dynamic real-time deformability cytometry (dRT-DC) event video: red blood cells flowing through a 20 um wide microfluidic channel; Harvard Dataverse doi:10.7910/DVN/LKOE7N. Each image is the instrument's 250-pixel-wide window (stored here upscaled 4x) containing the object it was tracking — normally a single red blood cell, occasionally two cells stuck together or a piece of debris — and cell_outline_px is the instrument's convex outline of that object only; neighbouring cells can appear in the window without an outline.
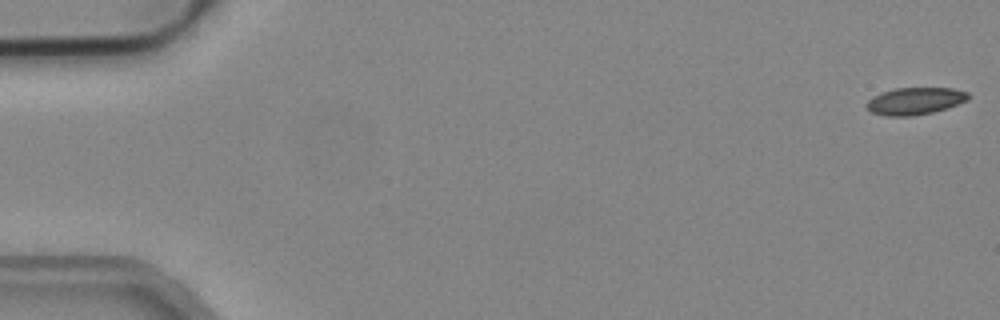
{"species": "common noctule bat (a hibernating species)", "species_latin": "Nyctalus noctula", "temperature_condition": "cold", "stored_images_in_passage": 53, "camera_frame_rate_fps": 3000, "um_per_image_px": 0.085, "animal": {"sex": "male", "body_mass_g": 19.2, "forearm_length_mm": 51.8}, "frame": {"image": 1, "passage_image": 1, "time_ms": 0.0, "image_size_px": [1000, 320], "cell_outline_px": [[968, 100], [932, 112], [912, 116], [884, 116], [872, 112], [868, 108], [868, 100], [872, 96], [880, 92], [896, 88], [952, 88], [968, 92]], "centroid_in_image_um": [77.75, 8.58], "position_along_channel_um": 7.3, "area_um2": 15.9}}
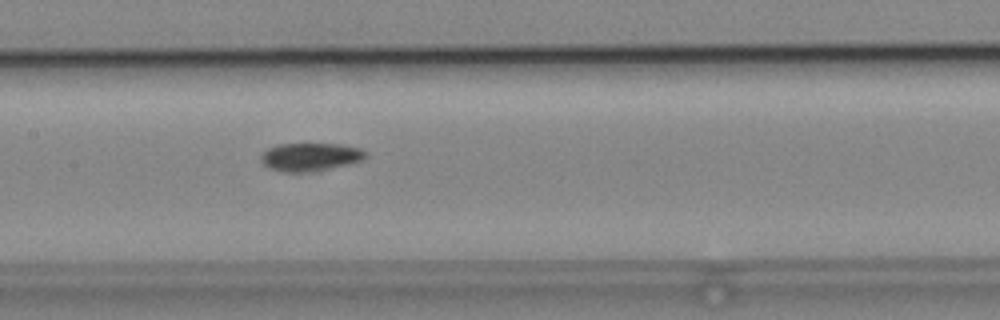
{"frame": {"image": 2, "passage_image": 26, "time_ms": 8.333, "image_size_px": [1000, 320], "cell_outline_px": [[368, 156], [364, 160], [348, 164], [328, 168], [304, 172], [280, 172], [268, 168], [260, 160], [260, 156], [268, 148], [276, 144], [340, 144], [360, 148], [368, 152]], "centroid_in_image_um": [26.38, 13.33], "position_along_channel_um": 181.0, "area_um2": 17.22}}
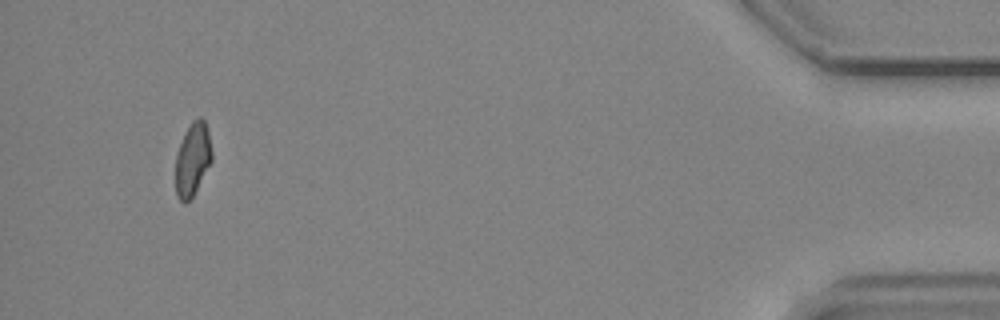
{"frame": {"image": 3, "passage_image": 50, "time_ms": 16.333, "image_size_px": [1000, 320], "cell_outline_px": [[212, 160], [192, 196], [184, 204], [176, 196], [176, 152], [192, 120], [200, 116], [204, 120], [208, 132], [212, 152]], "centroid_in_image_um": [16.36, 13.53], "position_along_channel_um": 418.8, "area_um2": 15.14}, "authors_computed_cell_mechanics": {"area_um2": 16.6464, "velocity_mm_per_s": 3.9171, "shape_relaxation_time_tau1_ms": null, "shape_relaxation_time_tau2_ms": 4.7795, "deformation_change_tau1": null, "deformation_change_tau2": 0.107}}